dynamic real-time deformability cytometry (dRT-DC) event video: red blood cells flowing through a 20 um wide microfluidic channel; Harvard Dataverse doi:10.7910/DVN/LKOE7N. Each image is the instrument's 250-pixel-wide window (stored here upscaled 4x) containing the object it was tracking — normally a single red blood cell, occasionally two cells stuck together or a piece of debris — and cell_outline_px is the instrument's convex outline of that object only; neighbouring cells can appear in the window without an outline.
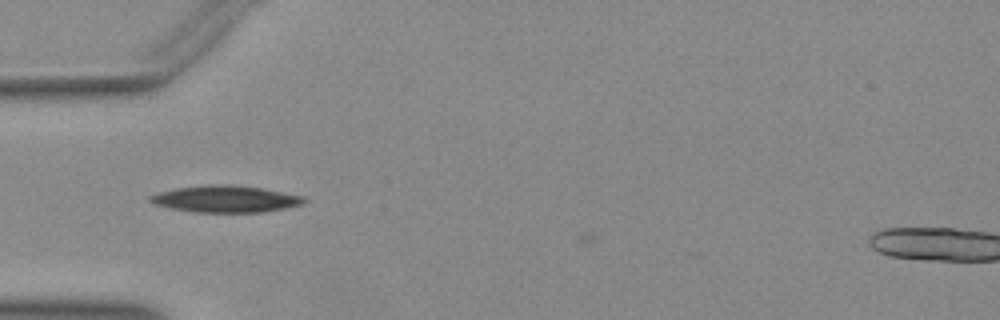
{"species": "Egyptian fruit bat (a non-hibernating species)", "species_latin": "Rousettus aegyptiacus", "temperature_condition": "warm", "stored_images_in_passage": 36, "camera_frame_rate_fps": 3000, "um_per_image_px": 0.085, "animal": {"sex": "female"}, "frame": {"image": 1, "passage_image": 1, "time_ms": 0.0, "image_size_px": [1000, 320], "cell_outline_px": [[308, 200], [304, 204], [264, 212], [196, 212], [172, 208], [152, 204], [148, 200], [148, 196], [160, 192], [176, 188], [208, 184], [220, 184], [260, 188], [304, 196]], "centroid_in_image_um": [19.16, 16.91], "position_along_channel_um": 65.8, "area_um2": 23.87}}
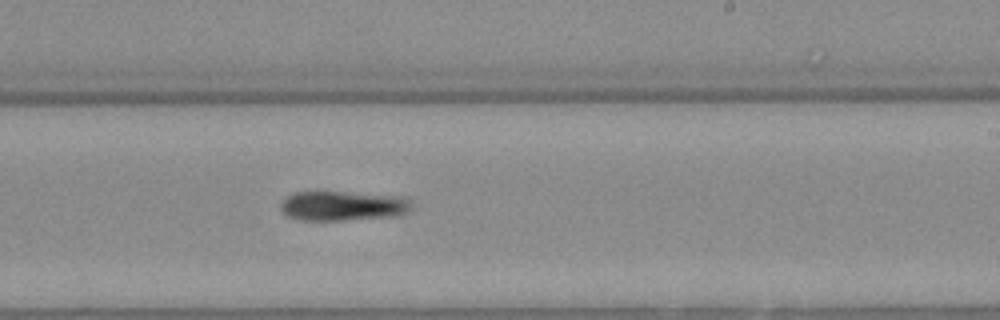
{"frame": {"image": 2, "passage_image": 16, "time_ms": 5.0, "image_size_px": [1000, 320], "cell_outline_px": [[412, 204], [404, 212], [392, 216], [344, 220], [304, 220], [288, 216], [280, 208], [280, 204], [288, 196], [296, 192], [312, 188], [324, 188], [400, 196], [408, 200]], "centroid_in_image_um": [29.05, 17.42], "position_along_channel_um": 260.0, "area_um2": 23.47}}
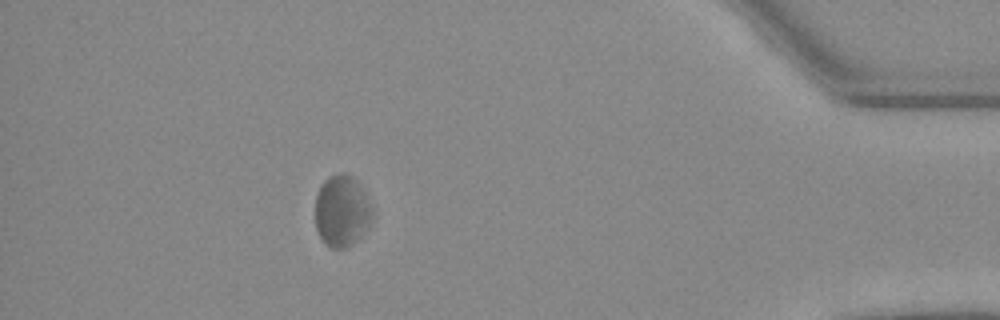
{"frame": {"image": 3, "passage_image": 31, "time_ms": 10.0, "image_size_px": [1000, 320], "cell_outline_px": [[372, 220], [360, 236], [352, 244], [344, 248], [332, 248], [320, 236], [316, 228], [316, 196], [320, 184], [328, 176], [340, 172], [344, 172], [352, 176], [364, 188], [372, 204]], "centroid_in_image_um": [29.08, 17.87], "position_along_channel_um": 406.1, "area_um2": 23.93}}